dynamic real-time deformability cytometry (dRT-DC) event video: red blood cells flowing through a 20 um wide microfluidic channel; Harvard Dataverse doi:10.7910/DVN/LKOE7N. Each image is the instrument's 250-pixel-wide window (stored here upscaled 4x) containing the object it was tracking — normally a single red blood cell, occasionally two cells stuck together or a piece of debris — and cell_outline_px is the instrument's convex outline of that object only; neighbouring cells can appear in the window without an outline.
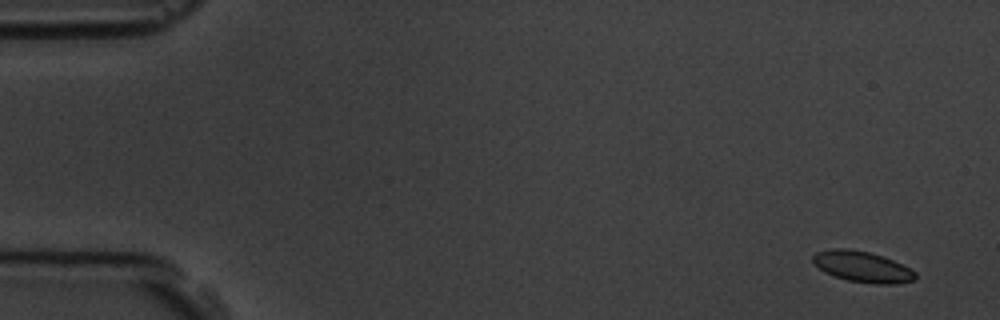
{"species": "common noctule bat (a hibernating species)", "species_latin": "Nyctalus noctula", "temperature_condition": "room temperature", "stored_images_in_passage": 6, "camera_frame_rate_fps": 3000, "um_per_image_px": 0.085, "animal": {"sex": "male", "body_mass_g": 19.5, "forearm_length_mm": 54.6}, "frame": {"image": 1, "passage_image": 2, "time_ms": 1.0, "image_size_px": [1000, 320], "cell_outline_px": [[916, 280], [896, 284], [876, 284], [848, 280], [824, 272], [812, 260], [812, 256], [816, 252], [832, 248], [848, 248], [868, 252], [892, 260], [916, 272]], "centroid_in_image_um": [73.3, 22.67], "position_along_channel_um": 11.7, "area_um2": 18.21}}
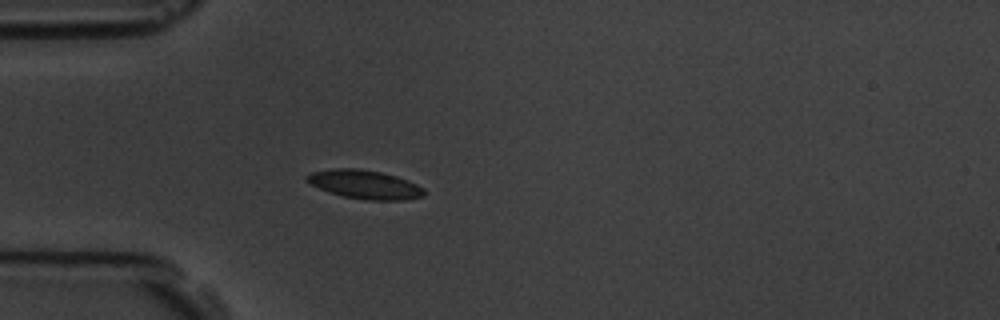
{"frame": {"image": 2, "passage_image": 6, "time_ms": 5.667, "image_size_px": [1000, 320], "cell_outline_px": [[424, 196], [404, 200], [364, 200], [344, 196], [328, 192], [304, 180], [304, 176], [312, 172], [336, 168], [360, 168], [380, 172], [396, 176], [408, 180], [424, 188]], "centroid_in_image_um": [31.0, 15.68], "position_along_channel_um": 54.0, "area_um2": 19.65}}